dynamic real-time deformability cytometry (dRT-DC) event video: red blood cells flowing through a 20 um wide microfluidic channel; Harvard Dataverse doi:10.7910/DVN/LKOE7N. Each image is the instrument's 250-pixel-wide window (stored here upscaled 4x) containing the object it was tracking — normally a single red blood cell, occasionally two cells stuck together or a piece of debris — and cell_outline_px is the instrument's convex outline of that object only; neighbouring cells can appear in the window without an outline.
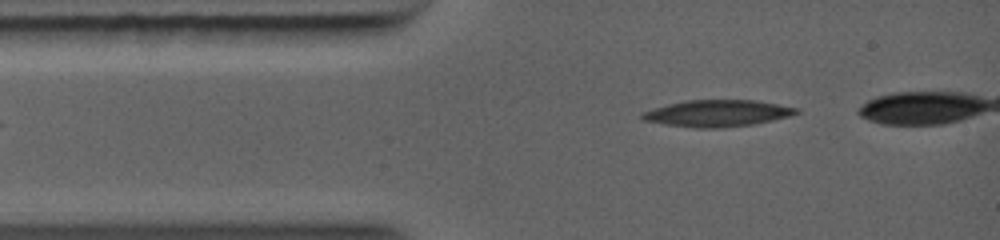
{"species": "common noctule bat (a hibernating species)", "species_latin": "Nyctalus noctula", "temperature_condition": "warm", "stored_images_in_passage": 2, "camera_frame_rate_fps": 5000, "um_per_image_px": 0.085, "animal": {"sex": "female", "body_mass_g": 19.0, "forearm_length_mm": 56.7}, "frame": {"image": 1, "passage_image": 2, "time_ms": 1.0, "image_size_px": [1000, 240], "cell_outline_px": [[800, 112], [788, 116], [772, 120], [748, 124], [712, 128], [700, 128], [668, 124], [644, 120], [640, 116], [644, 112], [668, 104], [684, 100], [756, 100], [800, 108]], "centroid_in_image_um": [61.01, 9.61], "position_along_channel_um": 24.0, "area_um2": 23.35}}